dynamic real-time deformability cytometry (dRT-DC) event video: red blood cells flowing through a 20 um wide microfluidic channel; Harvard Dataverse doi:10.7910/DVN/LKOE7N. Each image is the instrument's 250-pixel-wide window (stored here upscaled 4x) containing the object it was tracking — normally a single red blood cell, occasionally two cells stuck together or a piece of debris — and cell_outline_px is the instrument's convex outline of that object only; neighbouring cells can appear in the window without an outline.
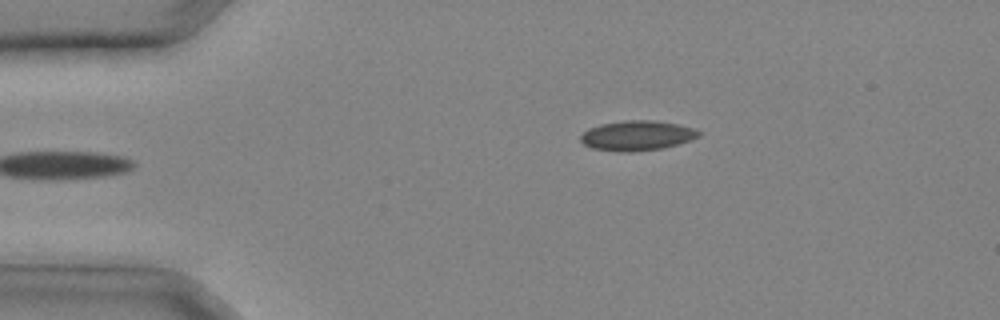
{"species": "common noctule bat (a hibernating species)", "species_latin": "Nyctalus noctula", "temperature_condition": "cold", "stored_images_in_passage": 5, "camera_frame_rate_fps": 3000, "um_per_image_px": 0.085, "animal": {"sex": "male", "body_mass_g": 20.4}, "frame": {"image": 1, "passage_image": 1, "time_ms": 0.0, "image_size_px": [1000, 320], "cell_outline_px": [[700, 136], [676, 144], [660, 148], [632, 152], [620, 152], [592, 148], [584, 144], [580, 140], [580, 136], [588, 128], [600, 124], [624, 120], [652, 120], [676, 124], [692, 128], [700, 132]], "centroid_in_image_um": [54.09, 11.52], "position_along_channel_um": 30.9, "area_um2": 20.35}}